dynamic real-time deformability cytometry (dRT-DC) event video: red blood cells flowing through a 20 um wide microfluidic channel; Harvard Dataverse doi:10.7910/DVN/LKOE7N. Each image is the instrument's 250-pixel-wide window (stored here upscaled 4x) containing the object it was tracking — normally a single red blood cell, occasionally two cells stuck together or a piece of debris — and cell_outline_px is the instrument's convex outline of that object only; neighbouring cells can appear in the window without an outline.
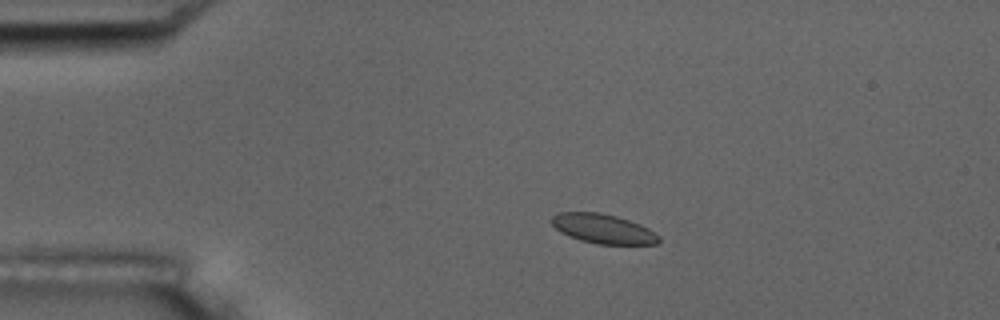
{"species": "common noctule bat (a hibernating species)", "species_latin": "Nyctalus noctula", "temperature_condition": "room temperature", "stored_images_in_passage": 3, "camera_frame_rate_fps": 3000, "um_per_image_px": 0.085, "animal": {"sex": "male", "body_mass_g": 17.5, "forearm_length_mm": 52.3}, "frame": {"image": 1, "passage_image": 2, "time_ms": 1.333, "image_size_px": [1000, 320], "cell_outline_px": [[660, 240], [656, 244], [596, 244], [580, 240], [568, 236], [560, 232], [552, 224], [552, 216], [556, 212], [600, 212], [616, 216], [640, 224], [648, 228], [660, 236]], "centroid_in_image_um": [51.25, 19.44], "position_along_channel_um": 33.8, "area_um2": 18.44}}